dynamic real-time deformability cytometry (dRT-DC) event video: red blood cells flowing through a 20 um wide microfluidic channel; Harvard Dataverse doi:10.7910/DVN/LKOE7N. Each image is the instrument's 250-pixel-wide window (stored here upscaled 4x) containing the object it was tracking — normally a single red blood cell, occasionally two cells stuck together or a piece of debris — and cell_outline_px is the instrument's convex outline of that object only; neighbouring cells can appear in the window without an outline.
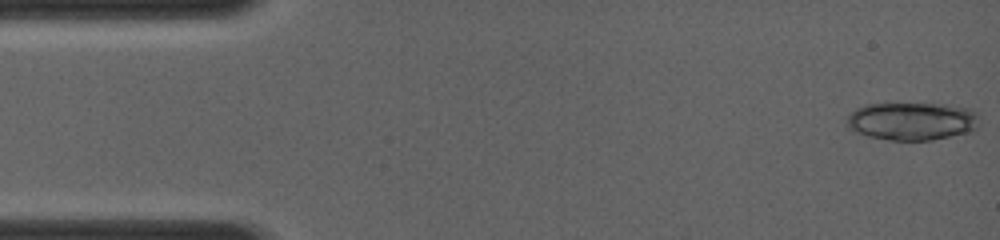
{"species": "common noctule bat (a hibernating species)", "species_latin": "Nyctalus noctula", "temperature_condition": "room temperature", "stored_images_in_passage": 12, "camera_frame_rate_fps": 4000, "um_per_image_px": 0.085, "animal": {"sex": "female", "body_mass_g": 19.0, "forearm_length_mm": 56.7}, "frame": {"image": 1, "passage_image": 1, "time_ms": 0.0, "image_size_px": [1000, 240], "cell_outline_px": [[976, 128], [972, 132], [932, 140], [888, 140], [868, 136], [856, 132], [848, 128], [848, 116], [856, 108], [864, 104], [948, 104], [972, 108], [976, 112]], "centroid_in_image_um": [77.54, 10.3], "position_along_channel_um": 7.5, "area_um2": 29.36}}
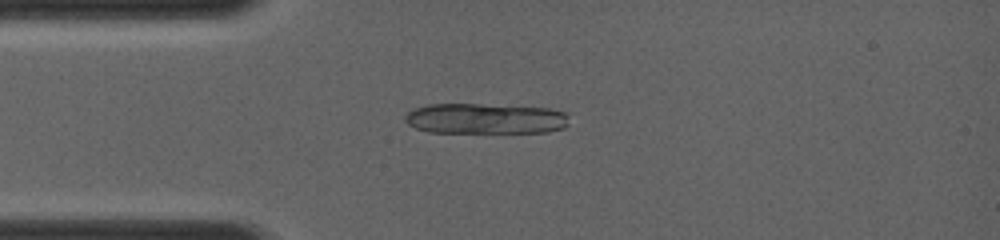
{"frame": {"image": 2, "passage_image": 12, "time_ms": 3.0, "image_size_px": [1000, 240], "cell_outline_px": [[568, 124], [564, 128], [548, 132], [428, 132], [416, 128], [408, 124], [404, 120], [404, 116], [412, 108], [428, 104], [480, 104], [548, 108], [564, 112], [568, 116]], "centroid_in_image_um": [41.23, 10.08], "position_along_channel_um": 43.8, "area_um2": 29.3}}